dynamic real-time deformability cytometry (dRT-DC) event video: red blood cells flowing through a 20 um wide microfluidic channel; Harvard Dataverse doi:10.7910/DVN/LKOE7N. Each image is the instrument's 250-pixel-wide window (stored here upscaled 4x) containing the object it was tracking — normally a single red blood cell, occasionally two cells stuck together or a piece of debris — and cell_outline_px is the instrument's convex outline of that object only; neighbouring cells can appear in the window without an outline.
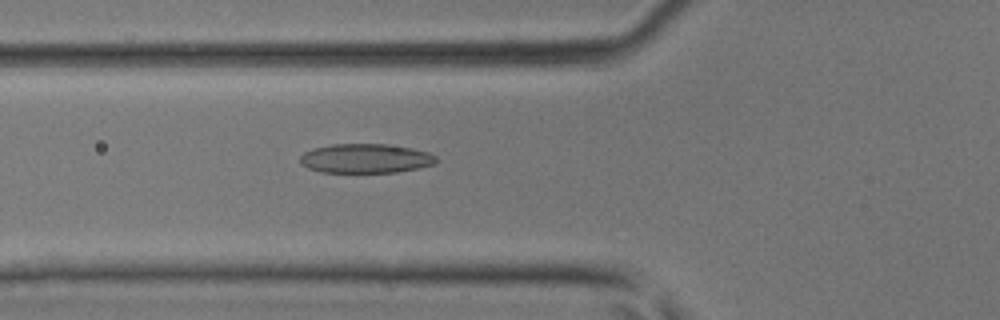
{"species": "common noctule bat (a hibernating species)", "species_latin": "Nyctalus noctula", "temperature_condition": "room temperature", "stored_images_in_passage": 28, "camera_frame_rate_fps": 3000, "um_per_image_px": 0.085, "animal": {"sex": "male", "body_mass_g": 17.9, "forearm_length_mm": 54.2}, "frame": {"image": 1, "passage_image": 3, "time_ms": 0.667, "image_size_px": [1000, 320], "cell_outline_px": [[436, 164], [420, 168], [396, 172], [320, 172], [308, 168], [300, 164], [300, 156], [304, 152], [312, 148], [332, 144], [388, 144], [412, 148], [428, 152], [436, 156]], "centroid_in_image_um": [31.07, 13.46], "position_along_channel_um": 94.7, "area_um2": 23.41}}
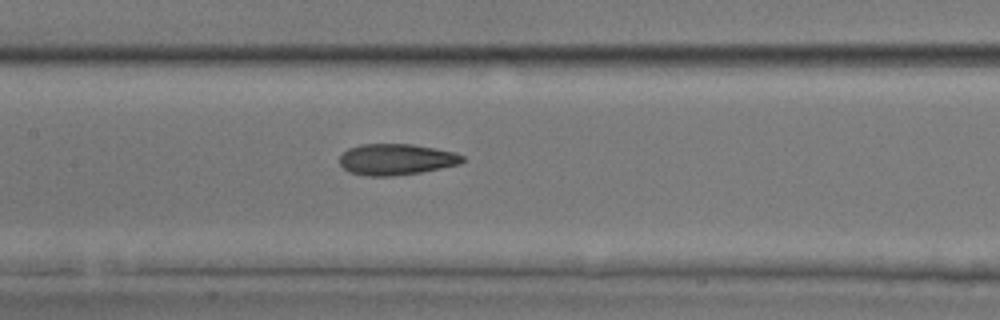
{"frame": {"image": 2, "passage_image": 8, "time_ms": 2.333, "image_size_px": [1000, 320], "cell_outline_px": [[464, 160], [460, 164], [420, 172], [392, 176], [368, 176], [352, 172], [344, 168], [340, 164], [340, 156], [348, 148], [360, 144], [412, 144], [436, 148], [456, 152], [464, 156]], "centroid_in_image_um": [33.7, 13.53], "position_along_channel_um": 173.7, "area_um2": 22.25}}
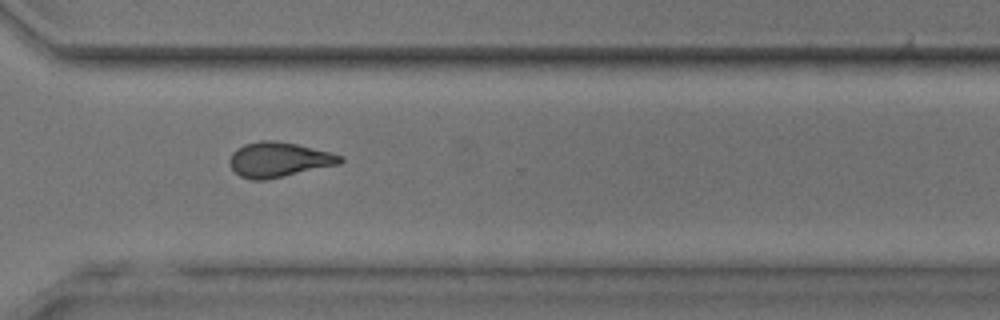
{"frame": {"image": 3, "passage_image": 19, "time_ms": 6.0, "image_size_px": [1000, 320], "cell_outline_px": [[344, 160], [340, 164], [284, 176], [264, 180], [252, 180], [240, 176], [228, 164], [228, 160], [232, 152], [236, 148], [244, 144], [260, 140], [272, 140], [296, 144], [332, 152], [344, 156]], "centroid_in_image_um": [23.69, 13.56], "position_along_channel_um": 346.9, "area_um2": 22.66}}